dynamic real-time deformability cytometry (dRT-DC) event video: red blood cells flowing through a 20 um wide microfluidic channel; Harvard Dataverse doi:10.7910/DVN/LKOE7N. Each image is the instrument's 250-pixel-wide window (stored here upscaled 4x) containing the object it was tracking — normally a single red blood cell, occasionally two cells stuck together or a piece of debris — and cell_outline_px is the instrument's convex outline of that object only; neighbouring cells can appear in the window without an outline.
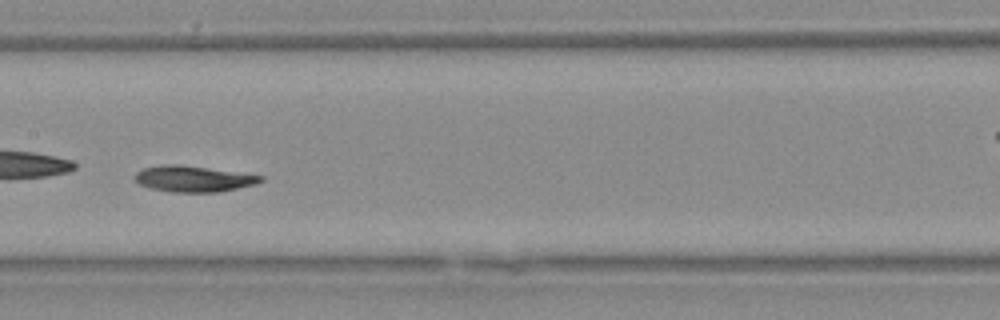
{"species": "Egyptian fruit bat (a non-hibernating species)", "species_latin": "Rousettus aegyptiacus", "temperature_condition": "warm", "stored_images_in_passage": 37, "camera_frame_rate_fps": 3000, "um_per_image_px": 0.085, "animal": {"sex": "female"}, "frame": {"image": 1, "passage_image": 16, "time_ms": 5.0, "image_size_px": [1000, 320], "cell_outline_px": [[264, 180], [256, 184], [220, 192], [172, 192], [148, 188], [140, 184], [136, 180], [136, 172], [144, 168], [164, 164], [180, 164], [264, 176]], "centroid_in_image_um": [16.45, 15.2], "position_along_channel_um": 191.0, "area_um2": 19.02}}